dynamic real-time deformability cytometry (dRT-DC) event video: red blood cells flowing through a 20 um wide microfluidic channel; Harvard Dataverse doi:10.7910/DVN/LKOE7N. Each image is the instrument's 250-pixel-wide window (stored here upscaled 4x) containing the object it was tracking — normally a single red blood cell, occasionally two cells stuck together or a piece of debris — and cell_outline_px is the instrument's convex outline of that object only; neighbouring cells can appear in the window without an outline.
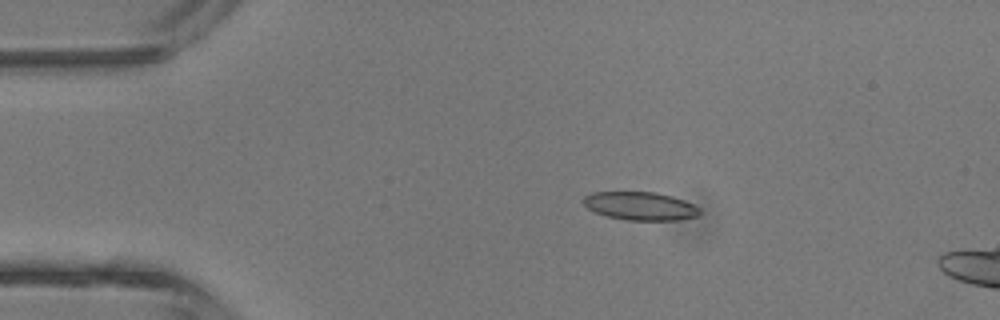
{"species": "common noctule bat (a hibernating species)", "species_latin": "Nyctalus noctula", "temperature_condition": "room temperature", "stored_images_in_passage": 4, "camera_frame_rate_fps": 3000, "um_per_image_px": 0.085, "animal": {"sex": "male", "body_mass_g": 13.3}, "frame": {"image": 1, "passage_image": 2, "time_ms": 1.0, "image_size_px": [1000, 320], "cell_outline_px": [[700, 212], [696, 216], [680, 220], [628, 220], [608, 216], [596, 212], [588, 208], [584, 204], [584, 196], [592, 192], [656, 192], [672, 196], [684, 200], [700, 208]], "centroid_in_image_um": [54.44, 17.5], "position_along_channel_um": 30.6, "area_um2": 19.02}}